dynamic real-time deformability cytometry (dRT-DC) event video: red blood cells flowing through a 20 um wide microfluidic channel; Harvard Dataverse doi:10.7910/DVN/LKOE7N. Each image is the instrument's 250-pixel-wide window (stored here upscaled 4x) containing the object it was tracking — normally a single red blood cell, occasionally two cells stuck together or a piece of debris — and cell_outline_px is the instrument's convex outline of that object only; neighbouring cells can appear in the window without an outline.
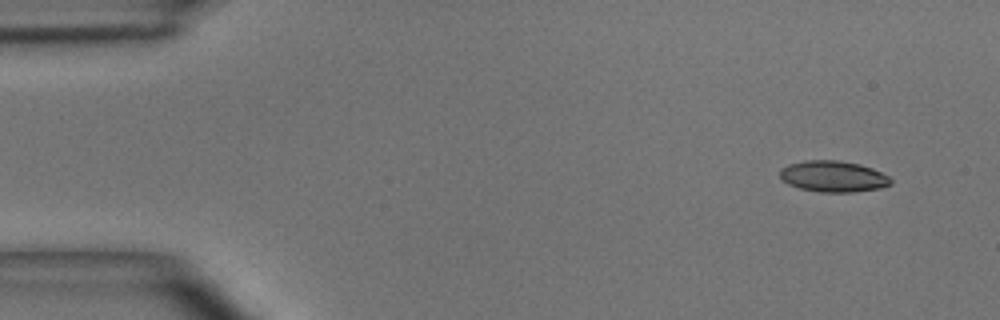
{"species": "common noctule bat (a hibernating species)", "species_latin": "Nyctalus noctula", "temperature_condition": "room temperature", "stored_images_in_passage": 46, "camera_frame_rate_fps": 3000, "um_per_image_px": 0.085, "animal": {"sex": "male", "body_mass_g": 15.6}, "frame": {"image": 1, "passage_image": 1, "time_ms": 0.0, "image_size_px": [1000, 320], "cell_outline_px": [[892, 184], [880, 188], [852, 192], [820, 192], [800, 188], [788, 184], [780, 180], [780, 168], [788, 164], [804, 160], [840, 160], [860, 164], [872, 168], [888, 176], [892, 180]], "centroid_in_image_um": [70.8, 14.99], "position_along_channel_um": 14.2, "area_um2": 20.29}}
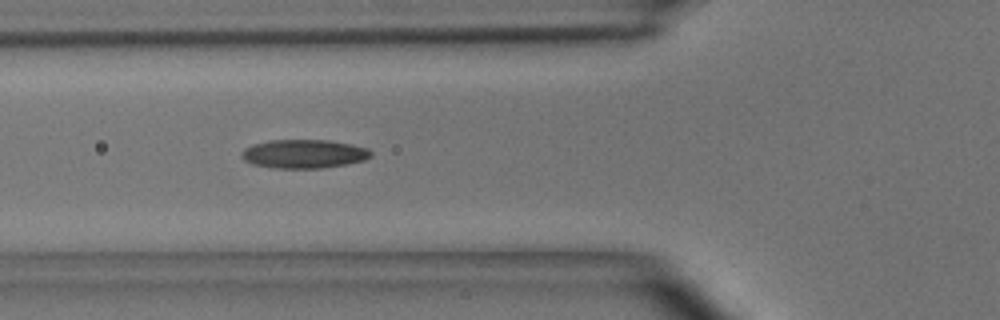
{"frame": {"image": 2, "passage_image": 15, "time_ms": 4.667, "image_size_px": [1000, 320], "cell_outline_px": [[372, 156], [364, 160], [348, 164], [320, 168], [272, 168], [252, 164], [244, 160], [240, 156], [240, 152], [244, 148], [252, 144], [272, 140], [328, 140], [352, 144], [368, 148], [372, 152]], "centroid_in_image_um": [25.82, 13.08], "position_along_channel_um": 100.0, "area_um2": 21.85}}
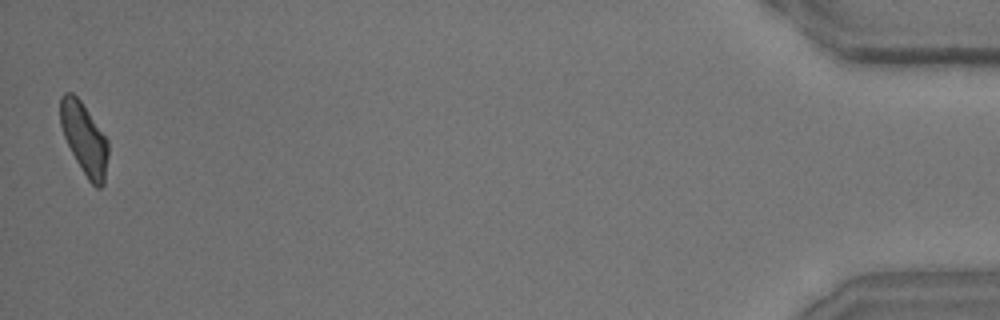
{"frame": {"image": 3, "passage_image": 46, "time_ms": 15.0, "image_size_px": [1000, 320], "cell_outline_px": [[108, 156], [104, 184], [100, 188], [96, 188], [88, 180], [76, 160], [64, 136], [60, 124], [60, 96], [64, 92], [72, 92], [80, 100], [108, 140]], "centroid_in_image_um": [7.16, 11.79], "position_along_channel_um": 428.0, "area_um2": 19.83}, "authors_computed_cell_mechanics": {"area_um2": 20.4901, "velocity_mm_per_s": 4.0545, "shape_relaxation_time_tau1_ms": 3.2434, "shape_relaxation_time_tau2_ms": 2.56, "deformation_change_tau1": 0.1585, "deformation_change_tau2": 0.1059}}